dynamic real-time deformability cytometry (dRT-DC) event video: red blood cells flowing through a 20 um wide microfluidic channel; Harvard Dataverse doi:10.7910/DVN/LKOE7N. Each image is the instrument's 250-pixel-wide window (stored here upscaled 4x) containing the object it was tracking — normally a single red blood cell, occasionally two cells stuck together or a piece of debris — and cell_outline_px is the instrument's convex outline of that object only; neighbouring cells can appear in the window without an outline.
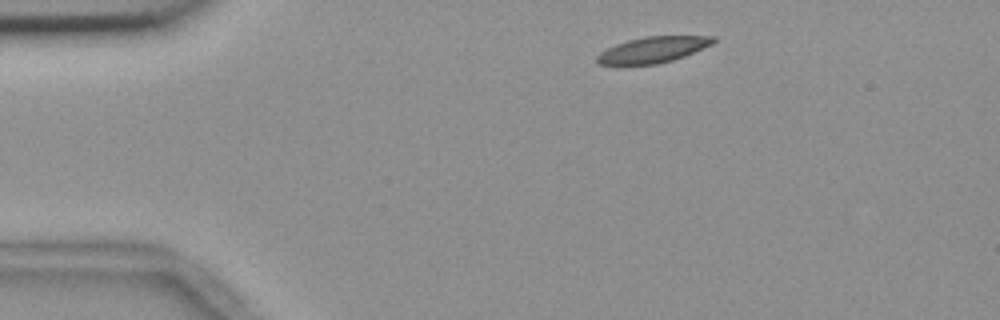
{"species": "common noctule bat (a hibernating species)", "species_latin": "Nyctalus noctula", "temperature_condition": "room temperature", "stored_images_in_passage": 3, "camera_frame_rate_fps": 3000, "um_per_image_px": 0.085, "animal": {"sex": "female", "body_mass_g": 18.4}, "frame": {"image": 1, "passage_image": 1, "time_ms": 0.0, "image_size_px": [1000, 320], "cell_outline_px": [[716, 40], [712, 44], [684, 56], [672, 60], [656, 64], [600, 64], [596, 60], [596, 56], [600, 52], [616, 44], [628, 40], [644, 36], [716, 36]], "centroid_in_image_um": [55.51, 4.21], "position_along_channel_um": 29.5, "area_um2": 17.34}}
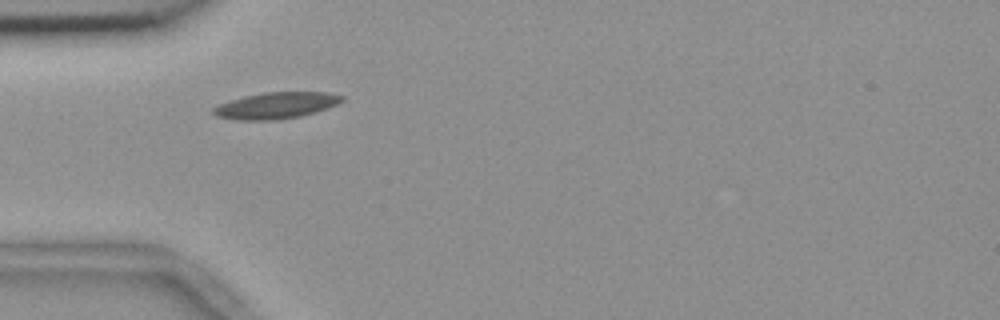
{"frame": {"image": 2, "passage_image": 3, "time_ms": 0.667, "image_size_px": [1000, 320], "cell_outline_px": [[344, 100], [328, 108], [316, 112], [300, 116], [276, 120], [236, 120], [216, 116], [212, 112], [212, 108], [220, 104], [244, 96], [264, 92], [328, 92], [344, 96]], "centroid_in_image_um": [23.48, 8.97], "position_along_channel_um": 61.5, "area_um2": 19.77}}